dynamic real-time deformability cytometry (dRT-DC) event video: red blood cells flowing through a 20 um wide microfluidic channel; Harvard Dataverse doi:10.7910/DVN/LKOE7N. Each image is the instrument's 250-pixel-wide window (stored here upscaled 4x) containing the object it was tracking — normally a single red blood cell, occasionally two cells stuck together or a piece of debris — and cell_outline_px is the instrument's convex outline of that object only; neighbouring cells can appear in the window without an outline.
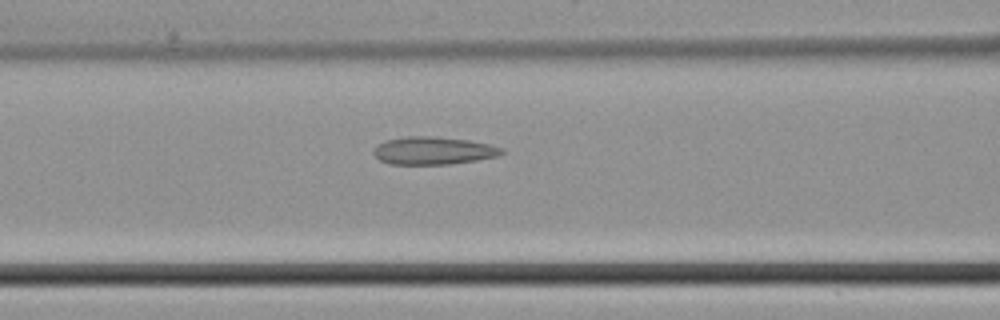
{"species": "common noctule bat (a hibernating species)", "species_latin": "Nyctalus noctula", "temperature_condition": "cold", "stored_images_in_passage": 29, "camera_frame_rate_fps": 3000, "um_per_image_px": 0.085, "animal": {"sex": "male", "body_mass_g": 21.5, "forearm_length_mm": 52.0}, "frame": {"image": 1, "passage_image": 5, "time_ms": 1.333, "image_size_px": [1000, 320], "cell_outline_px": [[504, 152], [496, 156], [476, 160], [448, 164], [388, 164], [380, 160], [372, 152], [376, 144], [384, 140], [408, 136], [436, 136], [468, 140], [488, 144], [504, 148]], "centroid_in_image_um": [36.79, 12.79], "position_along_channel_um": 129.8, "area_um2": 20.75}}
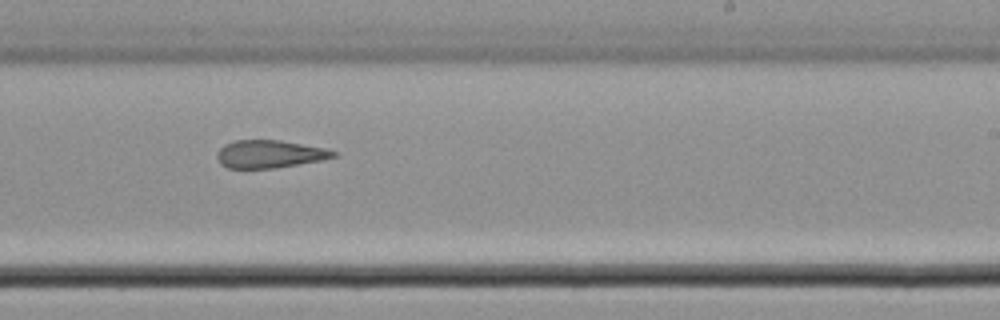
{"frame": {"image": 2, "passage_image": 14, "time_ms": 4.333, "image_size_px": [1000, 320], "cell_outline_px": [[336, 156], [324, 160], [272, 168], [228, 168], [220, 164], [216, 156], [216, 152], [224, 144], [236, 140], [280, 140], [324, 148], [336, 152]], "centroid_in_image_um": [22.88, 13.09], "position_along_channel_um": 266.1, "area_um2": 18.79}}
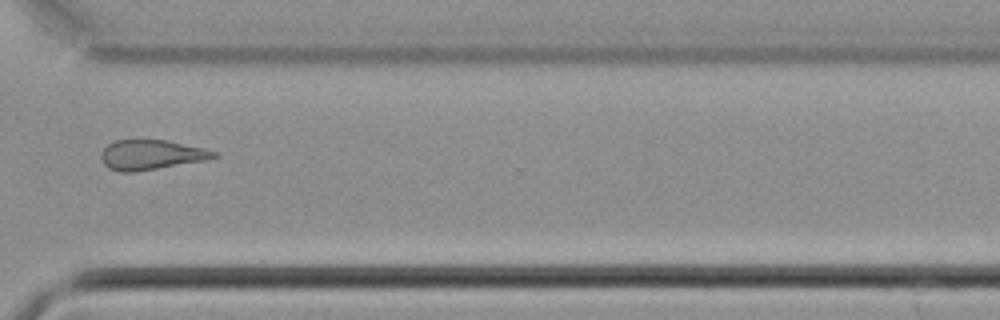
{"frame": {"image": 3, "passage_image": 20, "time_ms": 6.333, "image_size_px": [1000, 320], "cell_outline_px": [[220, 156], [208, 160], [136, 172], [120, 172], [108, 168], [104, 164], [100, 156], [104, 148], [108, 144], [116, 140], [136, 136], [164, 140], [204, 148], [220, 152]], "centroid_in_image_um": [12.86, 13.12], "position_along_channel_um": 357.7, "area_um2": 20.46}}